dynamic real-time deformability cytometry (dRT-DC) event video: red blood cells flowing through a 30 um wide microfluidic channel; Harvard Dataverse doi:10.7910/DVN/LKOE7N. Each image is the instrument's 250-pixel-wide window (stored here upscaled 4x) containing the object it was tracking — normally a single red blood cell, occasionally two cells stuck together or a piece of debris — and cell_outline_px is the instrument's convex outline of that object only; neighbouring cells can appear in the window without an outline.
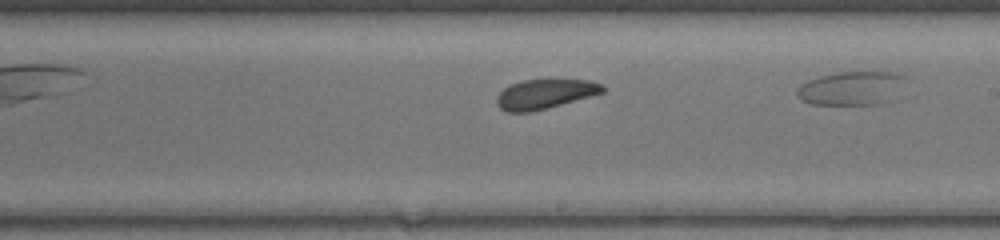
{"species": "common noctule bat (a hibernating species)", "species_latin": "Nyctalus noctula", "temperature_condition": "warm", "stored_images_in_passage": 24, "camera_frame_rate_fps": 3000, "um_per_image_px": 0.085, "animal": {"sex": "female", "body_mass_g": 17.0, "forearm_length_mm": 48.0}, "frame": {"image": 1, "passage_image": 14, "time_ms": 4.333, "image_size_px": [1000, 240], "cell_outline_px": [[604, 92], [532, 112], [508, 112], [500, 108], [496, 104], [496, 100], [500, 92], [504, 88], [512, 84], [524, 80], [588, 80], [600, 84], [604, 88]], "centroid_in_image_um": [46.27, 8.0], "position_along_channel_um": 242.7, "area_um2": 17.86}}
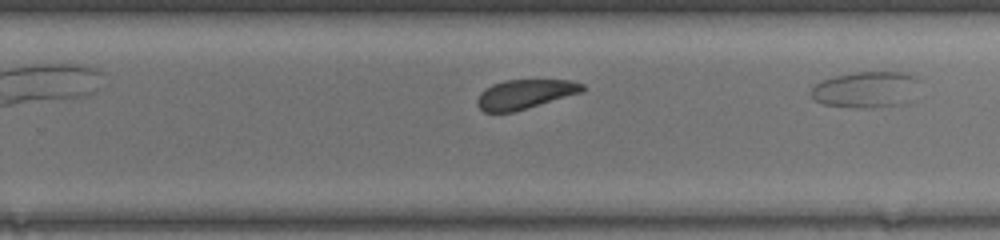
{"frame": {"image": 2, "passage_image": 17, "time_ms": 5.333, "image_size_px": [1000, 240], "cell_outline_px": [[584, 88], [580, 92], [512, 112], [484, 112], [476, 104], [476, 100], [480, 92], [492, 84], [504, 80], [568, 80], [584, 84]], "centroid_in_image_um": [44.54, 7.99], "position_along_channel_um": 285.3, "area_um2": 17.63}}